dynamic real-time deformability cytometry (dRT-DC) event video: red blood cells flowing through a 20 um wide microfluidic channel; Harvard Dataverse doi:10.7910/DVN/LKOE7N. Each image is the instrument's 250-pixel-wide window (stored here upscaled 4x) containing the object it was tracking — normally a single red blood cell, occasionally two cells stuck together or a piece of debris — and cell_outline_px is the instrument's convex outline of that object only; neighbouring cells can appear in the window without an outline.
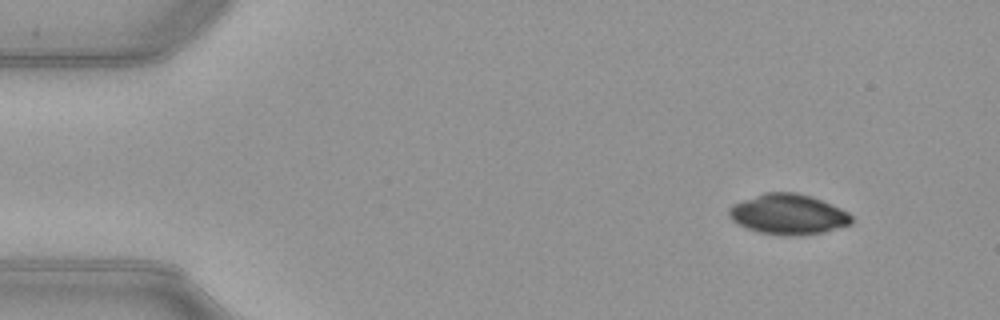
{"species": "common noctule bat (a hibernating species)", "species_latin": "Nyctalus noctula", "temperature_condition": "warm", "stored_images_in_passage": 51, "camera_frame_rate_fps": 3000, "um_per_image_px": 0.085, "animal": {"sex": "female", "body_mass_g": 21.9}, "frame": {"image": 1, "passage_image": 5, "time_ms": 1.333, "image_size_px": [1000, 320], "cell_outline_px": [[852, 224], [824, 232], [804, 236], [784, 236], [760, 232], [748, 228], [732, 220], [728, 216], [728, 208], [732, 204], [764, 192], [796, 192], [812, 196], [840, 208], [848, 212], [852, 216]], "centroid_in_image_um": [67.01, 18.22], "position_along_channel_um": 18.0, "area_um2": 29.02}}
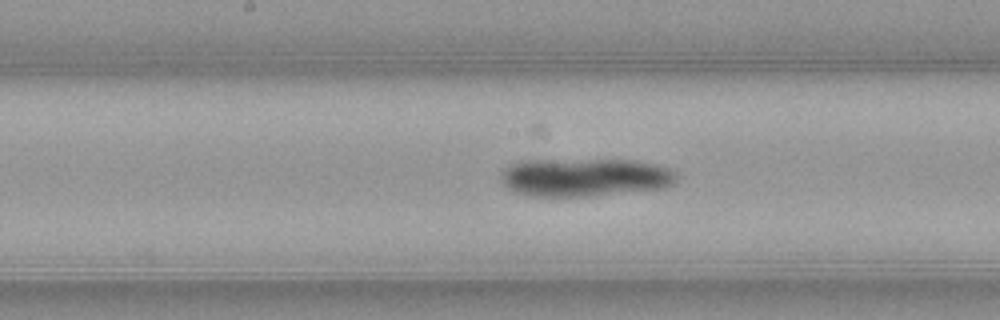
{"frame": {"image": 2, "passage_image": 26, "time_ms": 8.333, "image_size_px": [1000, 320], "cell_outline_px": [[676, 180], [672, 184], [664, 188], [588, 196], [524, 196], [512, 192], [500, 180], [500, 172], [504, 168], [520, 160], [632, 160], [656, 164], [668, 168], [676, 176]], "centroid_in_image_um": [49.62, 15.07], "position_along_channel_um": 198.6, "area_um2": 39.25}}
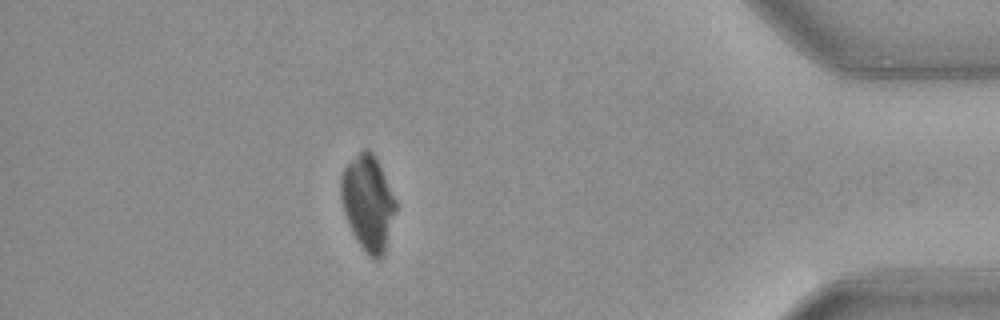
{"frame": {"image": 3, "passage_image": 45, "time_ms": 14.667, "image_size_px": [1000, 320], "cell_outline_px": [[396, 208], [384, 252], [380, 260], [372, 260], [368, 256], [356, 240], [348, 224], [340, 200], [340, 176], [344, 168], [364, 148], [368, 148], [372, 152], [380, 164], [396, 200]], "centroid_in_image_um": [31.26, 17.25], "position_along_channel_um": 403.9, "area_um2": 30.4}}